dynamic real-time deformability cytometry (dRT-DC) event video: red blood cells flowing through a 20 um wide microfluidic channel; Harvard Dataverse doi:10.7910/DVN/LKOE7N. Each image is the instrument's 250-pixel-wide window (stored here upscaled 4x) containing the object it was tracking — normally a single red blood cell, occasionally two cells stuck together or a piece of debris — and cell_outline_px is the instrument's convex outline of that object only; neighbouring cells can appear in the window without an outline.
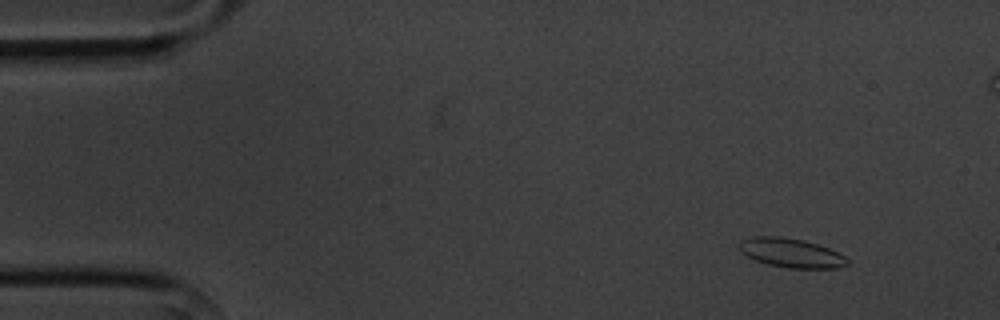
{"species": "common noctule bat (a hibernating species)", "species_latin": "Nyctalus noctula", "temperature_condition": "cold", "stored_images_in_passage": 5, "camera_frame_rate_fps": 3000, "um_per_image_px": 0.085, "animal": {"sex": "male", "body_mass_g": 20.1, "forearm_length_mm": 53.5}, "frame": {"image": 1, "passage_image": 1, "time_ms": 0.0, "image_size_px": [1000, 320], "cell_outline_px": [[848, 264], [836, 268], [788, 268], [768, 264], [756, 260], [740, 252], [740, 240], [752, 236], [780, 236], [804, 240], [828, 248], [844, 256], [848, 260]], "centroid_in_image_um": [67.22, 21.49], "position_along_channel_um": 17.8, "area_um2": 18.21}}